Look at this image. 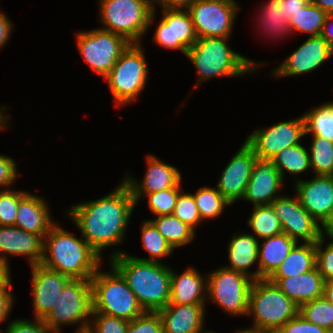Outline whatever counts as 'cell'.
Masks as SVG:
<instances>
[{
    "label": "cell",
    "instance_id": "1",
    "mask_svg": "<svg viewBox=\"0 0 333 333\" xmlns=\"http://www.w3.org/2000/svg\"><path fill=\"white\" fill-rule=\"evenodd\" d=\"M135 205L123 180L110 194L77 204L68 214L81 231L82 238L101 256L104 248L122 242Z\"/></svg>",
    "mask_w": 333,
    "mask_h": 333
},
{
    "label": "cell",
    "instance_id": "2",
    "mask_svg": "<svg viewBox=\"0 0 333 333\" xmlns=\"http://www.w3.org/2000/svg\"><path fill=\"white\" fill-rule=\"evenodd\" d=\"M111 265L125 278L145 311L157 312L169 304L171 268L161 262L137 259L119 250L112 254Z\"/></svg>",
    "mask_w": 333,
    "mask_h": 333
},
{
    "label": "cell",
    "instance_id": "3",
    "mask_svg": "<svg viewBox=\"0 0 333 333\" xmlns=\"http://www.w3.org/2000/svg\"><path fill=\"white\" fill-rule=\"evenodd\" d=\"M40 264L70 279L90 280L101 265V256L84 239L54 224L44 237Z\"/></svg>",
    "mask_w": 333,
    "mask_h": 333
},
{
    "label": "cell",
    "instance_id": "4",
    "mask_svg": "<svg viewBox=\"0 0 333 333\" xmlns=\"http://www.w3.org/2000/svg\"><path fill=\"white\" fill-rule=\"evenodd\" d=\"M229 37L197 38L186 56L198 71V83L218 76L239 77L252 72L256 63L234 52L227 45Z\"/></svg>",
    "mask_w": 333,
    "mask_h": 333
},
{
    "label": "cell",
    "instance_id": "5",
    "mask_svg": "<svg viewBox=\"0 0 333 333\" xmlns=\"http://www.w3.org/2000/svg\"><path fill=\"white\" fill-rule=\"evenodd\" d=\"M99 269L90 279L92 313H102L132 321L146 312L125 278L113 265L110 273Z\"/></svg>",
    "mask_w": 333,
    "mask_h": 333
},
{
    "label": "cell",
    "instance_id": "6",
    "mask_svg": "<svg viewBox=\"0 0 333 333\" xmlns=\"http://www.w3.org/2000/svg\"><path fill=\"white\" fill-rule=\"evenodd\" d=\"M300 306L268 279L254 280L249 293L248 313L253 314L251 329L276 333L299 314Z\"/></svg>",
    "mask_w": 333,
    "mask_h": 333
},
{
    "label": "cell",
    "instance_id": "7",
    "mask_svg": "<svg viewBox=\"0 0 333 333\" xmlns=\"http://www.w3.org/2000/svg\"><path fill=\"white\" fill-rule=\"evenodd\" d=\"M104 30L122 35L130 43H140L155 17L152 0H100Z\"/></svg>",
    "mask_w": 333,
    "mask_h": 333
},
{
    "label": "cell",
    "instance_id": "8",
    "mask_svg": "<svg viewBox=\"0 0 333 333\" xmlns=\"http://www.w3.org/2000/svg\"><path fill=\"white\" fill-rule=\"evenodd\" d=\"M148 76L140 43H131L104 77L118 105L134 101L145 88Z\"/></svg>",
    "mask_w": 333,
    "mask_h": 333
},
{
    "label": "cell",
    "instance_id": "9",
    "mask_svg": "<svg viewBox=\"0 0 333 333\" xmlns=\"http://www.w3.org/2000/svg\"><path fill=\"white\" fill-rule=\"evenodd\" d=\"M92 314V290L90 280L70 279L62 289L57 303L43 319L54 332L60 333L63 324H77L79 329H87Z\"/></svg>",
    "mask_w": 333,
    "mask_h": 333
},
{
    "label": "cell",
    "instance_id": "10",
    "mask_svg": "<svg viewBox=\"0 0 333 333\" xmlns=\"http://www.w3.org/2000/svg\"><path fill=\"white\" fill-rule=\"evenodd\" d=\"M253 281L249 276L225 266L208 274L207 298L210 296L228 314H247Z\"/></svg>",
    "mask_w": 333,
    "mask_h": 333
},
{
    "label": "cell",
    "instance_id": "11",
    "mask_svg": "<svg viewBox=\"0 0 333 333\" xmlns=\"http://www.w3.org/2000/svg\"><path fill=\"white\" fill-rule=\"evenodd\" d=\"M76 40L86 63L103 78L131 44L122 35L100 28L79 32Z\"/></svg>",
    "mask_w": 333,
    "mask_h": 333
},
{
    "label": "cell",
    "instance_id": "12",
    "mask_svg": "<svg viewBox=\"0 0 333 333\" xmlns=\"http://www.w3.org/2000/svg\"><path fill=\"white\" fill-rule=\"evenodd\" d=\"M187 10L197 38L229 37L238 6L235 0H198Z\"/></svg>",
    "mask_w": 333,
    "mask_h": 333
},
{
    "label": "cell",
    "instance_id": "13",
    "mask_svg": "<svg viewBox=\"0 0 333 333\" xmlns=\"http://www.w3.org/2000/svg\"><path fill=\"white\" fill-rule=\"evenodd\" d=\"M305 134L303 116L254 131L246 139L259 159L271 160L285 148L299 144Z\"/></svg>",
    "mask_w": 333,
    "mask_h": 333
},
{
    "label": "cell",
    "instance_id": "14",
    "mask_svg": "<svg viewBox=\"0 0 333 333\" xmlns=\"http://www.w3.org/2000/svg\"><path fill=\"white\" fill-rule=\"evenodd\" d=\"M271 205L280 218L283 233L296 242L301 239L304 243H314L325 236L319 222L306 211L297 196H280Z\"/></svg>",
    "mask_w": 333,
    "mask_h": 333
},
{
    "label": "cell",
    "instance_id": "15",
    "mask_svg": "<svg viewBox=\"0 0 333 333\" xmlns=\"http://www.w3.org/2000/svg\"><path fill=\"white\" fill-rule=\"evenodd\" d=\"M163 17L157 26L153 40L163 48L178 49L184 55L197 41L189 11L162 8Z\"/></svg>",
    "mask_w": 333,
    "mask_h": 333
},
{
    "label": "cell",
    "instance_id": "16",
    "mask_svg": "<svg viewBox=\"0 0 333 333\" xmlns=\"http://www.w3.org/2000/svg\"><path fill=\"white\" fill-rule=\"evenodd\" d=\"M297 198L306 211L324 227L333 216V176L315 175L295 184Z\"/></svg>",
    "mask_w": 333,
    "mask_h": 333
},
{
    "label": "cell",
    "instance_id": "17",
    "mask_svg": "<svg viewBox=\"0 0 333 333\" xmlns=\"http://www.w3.org/2000/svg\"><path fill=\"white\" fill-rule=\"evenodd\" d=\"M257 158L253 149L244 141L224 168L216 188L231 205L243 198Z\"/></svg>",
    "mask_w": 333,
    "mask_h": 333
},
{
    "label": "cell",
    "instance_id": "18",
    "mask_svg": "<svg viewBox=\"0 0 333 333\" xmlns=\"http://www.w3.org/2000/svg\"><path fill=\"white\" fill-rule=\"evenodd\" d=\"M333 55V49L320 35L309 36L308 39L289 55L279 68L274 70V76H296L317 69Z\"/></svg>",
    "mask_w": 333,
    "mask_h": 333
},
{
    "label": "cell",
    "instance_id": "19",
    "mask_svg": "<svg viewBox=\"0 0 333 333\" xmlns=\"http://www.w3.org/2000/svg\"><path fill=\"white\" fill-rule=\"evenodd\" d=\"M44 238L16 226H0V265L8 272L7 253L28 256L31 266L41 263ZM3 253V254H2ZM6 255V256H5Z\"/></svg>",
    "mask_w": 333,
    "mask_h": 333
},
{
    "label": "cell",
    "instance_id": "20",
    "mask_svg": "<svg viewBox=\"0 0 333 333\" xmlns=\"http://www.w3.org/2000/svg\"><path fill=\"white\" fill-rule=\"evenodd\" d=\"M34 315L44 319L57 303L69 277L41 264L31 266Z\"/></svg>",
    "mask_w": 333,
    "mask_h": 333
},
{
    "label": "cell",
    "instance_id": "21",
    "mask_svg": "<svg viewBox=\"0 0 333 333\" xmlns=\"http://www.w3.org/2000/svg\"><path fill=\"white\" fill-rule=\"evenodd\" d=\"M284 180L271 160L257 158L243 200L254 206L270 205L276 198Z\"/></svg>",
    "mask_w": 333,
    "mask_h": 333
},
{
    "label": "cell",
    "instance_id": "22",
    "mask_svg": "<svg viewBox=\"0 0 333 333\" xmlns=\"http://www.w3.org/2000/svg\"><path fill=\"white\" fill-rule=\"evenodd\" d=\"M147 163L146 175L141 183L130 175H125L123 180L128 185L131 194H150L173 187H181L182 176L176 167L166 164L150 154Z\"/></svg>",
    "mask_w": 333,
    "mask_h": 333
},
{
    "label": "cell",
    "instance_id": "23",
    "mask_svg": "<svg viewBox=\"0 0 333 333\" xmlns=\"http://www.w3.org/2000/svg\"><path fill=\"white\" fill-rule=\"evenodd\" d=\"M204 306L205 304H168L158 310L163 333H203Z\"/></svg>",
    "mask_w": 333,
    "mask_h": 333
},
{
    "label": "cell",
    "instance_id": "24",
    "mask_svg": "<svg viewBox=\"0 0 333 333\" xmlns=\"http://www.w3.org/2000/svg\"><path fill=\"white\" fill-rule=\"evenodd\" d=\"M297 305L323 297L324 278L315 266L312 270L294 277L268 279Z\"/></svg>",
    "mask_w": 333,
    "mask_h": 333
},
{
    "label": "cell",
    "instance_id": "25",
    "mask_svg": "<svg viewBox=\"0 0 333 333\" xmlns=\"http://www.w3.org/2000/svg\"><path fill=\"white\" fill-rule=\"evenodd\" d=\"M47 202L29 192L20 200L15 226L43 238L54 225Z\"/></svg>",
    "mask_w": 333,
    "mask_h": 333
},
{
    "label": "cell",
    "instance_id": "26",
    "mask_svg": "<svg viewBox=\"0 0 333 333\" xmlns=\"http://www.w3.org/2000/svg\"><path fill=\"white\" fill-rule=\"evenodd\" d=\"M207 277L193 267L187 268L182 274L171 270V288L169 304H206Z\"/></svg>",
    "mask_w": 333,
    "mask_h": 333
},
{
    "label": "cell",
    "instance_id": "27",
    "mask_svg": "<svg viewBox=\"0 0 333 333\" xmlns=\"http://www.w3.org/2000/svg\"><path fill=\"white\" fill-rule=\"evenodd\" d=\"M264 240L261 245L259 243V261L255 271V280L268 279L297 243L285 233L271 236Z\"/></svg>",
    "mask_w": 333,
    "mask_h": 333
},
{
    "label": "cell",
    "instance_id": "28",
    "mask_svg": "<svg viewBox=\"0 0 333 333\" xmlns=\"http://www.w3.org/2000/svg\"><path fill=\"white\" fill-rule=\"evenodd\" d=\"M259 241L249 233L235 234L228 245V257L231 265L226 268L243 273L255 280V272L248 273V268L259 260Z\"/></svg>",
    "mask_w": 333,
    "mask_h": 333
},
{
    "label": "cell",
    "instance_id": "29",
    "mask_svg": "<svg viewBox=\"0 0 333 333\" xmlns=\"http://www.w3.org/2000/svg\"><path fill=\"white\" fill-rule=\"evenodd\" d=\"M316 266V242L294 245L289 255L268 279L294 277L312 270Z\"/></svg>",
    "mask_w": 333,
    "mask_h": 333
},
{
    "label": "cell",
    "instance_id": "30",
    "mask_svg": "<svg viewBox=\"0 0 333 333\" xmlns=\"http://www.w3.org/2000/svg\"><path fill=\"white\" fill-rule=\"evenodd\" d=\"M150 221L163 235L173 250L176 247L190 243L194 239L196 231L183 223L174 214L160 215L156 219Z\"/></svg>",
    "mask_w": 333,
    "mask_h": 333
},
{
    "label": "cell",
    "instance_id": "31",
    "mask_svg": "<svg viewBox=\"0 0 333 333\" xmlns=\"http://www.w3.org/2000/svg\"><path fill=\"white\" fill-rule=\"evenodd\" d=\"M305 134L333 142V102H326L303 115Z\"/></svg>",
    "mask_w": 333,
    "mask_h": 333
},
{
    "label": "cell",
    "instance_id": "32",
    "mask_svg": "<svg viewBox=\"0 0 333 333\" xmlns=\"http://www.w3.org/2000/svg\"><path fill=\"white\" fill-rule=\"evenodd\" d=\"M271 161L280 172L283 180L285 171L297 175L311 168L309 153L300 143L280 151Z\"/></svg>",
    "mask_w": 333,
    "mask_h": 333
},
{
    "label": "cell",
    "instance_id": "33",
    "mask_svg": "<svg viewBox=\"0 0 333 333\" xmlns=\"http://www.w3.org/2000/svg\"><path fill=\"white\" fill-rule=\"evenodd\" d=\"M253 209L247 223L259 238L265 239L283 233L280 218L271 204L257 205Z\"/></svg>",
    "mask_w": 333,
    "mask_h": 333
},
{
    "label": "cell",
    "instance_id": "34",
    "mask_svg": "<svg viewBox=\"0 0 333 333\" xmlns=\"http://www.w3.org/2000/svg\"><path fill=\"white\" fill-rule=\"evenodd\" d=\"M327 15L324 10L310 1L295 15H292L289 20L290 31L298 30L311 34V37L318 36L321 34Z\"/></svg>",
    "mask_w": 333,
    "mask_h": 333
},
{
    "label": "cell",
    "instance_id": "35",
    "mask_svg": "<svg viewBox=\"0 0 333 333\" xmlns=\"http://www.w3.org/2000/svg\"><path fill=\"white\" fill-rule=\"evenodd\" d=\"M141 231L142 246L150 255L147 259H137L160 262L159 258H165L173 252V248L150 220L144 221Z\"/></svg>",
    "mask_w": 333,
    "mask_h": 333
},
{
    "label": "cell",
    "instance_id": "36",
    "mask_svg": "<svg viewBox=\"0 0 333 333\" xmlns=\"http://www.w3.org/2000/svg\"><path fill=\"white\" fill-rule=\"evenodd\" d=\"M310 147V165L316 175L333 176V142L323 137H313Z\"/></svg>",
    "mask_w": 333,
    "mask_h": 333
},
{
    "label": "cell",
    "instance_id": "37",
    "mask_svg": "<svg viewBox=\"0 0 333 333\" xmlns=\"http://www.w3.org/2000/svg\"><path fill=\"white\" fill-rule=\"evenodd\" d=\"M199 210L202 221L219 216L223 209L231 205L217 188L200 187L198 192L192 194Z\"/></svg>",
    "mask_w": 333,
    "mask_h": 333
},
{
    "label": "cell",
    "instance_id": "38",
    "mask_svg": "<svg viewBox=\"0 0 333 333\" xmlns=\"http://www.w3.org/2000/svg\"><path fill=\"white\" fill-rule=\"evenodd\" d=\"M299 313L309 322L333 333V304L324 297L303 303Z\"/></svg>",
    "mask_w": 333,
    "mask_h": 333
},
{
    "label": "cell",
    "instance_id": "39",
    "mask_svg": "<svg viewBox=\"0 0 333 333\" xmlns=\"http://www.w3.org/2000/svg\"><path fill=\"white\" fill-rule=\"evenodd\" d=\"M181 191V187H173L156 193L132 194V197L136 204L143 195H146L148 197L149 208L153 213L157 216L169 215L173 214L177 197Z\"/></svg>",
    "mask_w": 333,
    "mask_h": 333
},
{
    "label": "cell",
    "instance_id": "40",
    "mask_svg": "<svg viewBox=\"0 0 333 333\" xmlns=\"http://www.w3.org/2000/svg\"><path fill=\"white\" fill-rule=\"evenodd\" d=\"M264 9L261 10L262 17V27L264 31L267 30L271 35H286L290 31L289 22L282 17L283 13L280 7V0H269L268 3L263 6ZM266 33V32H265Z\"/></svg>",
    "mask_w": 333,
    "mask_h": 333
},
{
    "label": "cell",
    "instance_id": "41",
    "mask_svg": "<svg viewBox=\"0 0 333 333\" xmlns=\"http://www.w3.org/2000/svg\"><path fill=\"white\" fill-rule=\"evenodd\" d=\"M27 193L9 189L0 191V226H15L20 200Z\"/></svg>",
    "mask_w": 333,
    "mask_h": 333
},
{
    "label": "cell",
    "instance_id": "42",
    "mask_svg": "<svg viewBox=\"0 0 333 333\" xmlns=\"http://www.w3.org/2000/svg\"><path fill=\"white\" fill-rule=\"evenodd\" d=\"M173 214L195 231V226L202 222L199 210L192 194L179 193Z\"/></svg>",
    "mask_w": 333,
    "mask_h": 333
},
{
    "label": "cell",
    "instance_id": "43",
    "mask_svg": "<svg viewBox=\"0 0 333 333\" xmlns=\"http://www.w3.org/2000/svg\"><path fill=\"white\" fill-rule=\"evenodd\" d=\"M91 317L94 320L87 328L91 333H127L129 321L125 319L102 313H92Z\"/></svg>",
    "mask_w": 333,
    "mask_h": 333
},
{
    "label": "cell",
    "instance_id": "44",
    "mask_svg": "<svg viewBox=\"0 0 333 333\" xmlns=\"http://www.w3.org/2000/svg\"><path fill=\"white\" fill-rule=\"evenodd\" d=\"M127 333H163L160 315L158 312L146 311L129 321Z\"/></svg>",
    "mask_w": 333,
    "mask_h": 333
},
{
    "label": "cell",
    "instance_id": "45",
    "mask_svg": "<svg viewBox=\"0 0 333 333\" xmlns=\"http://www.w3.org/2000/svg\"><path fill=\"white\" fill-rule=\"evenodd\" d=\"M324 236L316 242V267L324 280L333 279V237H328L332 241L325 245V249L322 248Z\"/></svg>",
    "mask_w": 333,
    "mask_h": 333
},
{
    "label": "cell",
    "instance_id": "46",
    "mask_svg": "<svg viewBox=\"0 0 333 333\" xmlns=\"http://www.w3.org/2000/svg\"><path fill=\"white\" fill-rule=\"evenodd\" d=\"M34 320H13L9 322L6 333H56L44 323L43 319Z\"/></svg>",
    "mask_w": 333,
    "mask_h": 333
},
{
    "label": "cell",
    "instance_id": "47",
    "mask_svg": "<svg viewBox=\"0 0 333 333\" xmlns=\"http://www.w3.org/2000/svg\"><path fill=\"white\" fill-rule=\"evenodd\" d=\"M276 333H330L325 328L307 321L300 313L288 320Z\"/></svg>",
    "mask_w": 333,
    "mask_h": 333
},
{
    "label": "cell",
    "instance_id": "48",
    "mask_svg": "<svg viewBox=\"0 0 333 333\" xmlns=\"http://www.w3.org/2000/svg\"><path fill=\"white\" fill-rule=\"evenodd\" d=\"M11 277L8 273L0 280V323L8 318L13 306V296L9 291L11 288Z\"/></svg>",
    "mask_w": 333,
    "mask_h": 333
},
{
    "label": "cell",
    "instance_id": "49",
    "mask_svg": "<svg viewBox=\"0 0 333 333\" xmlns=\"http://www.w3.org/2000/svg\"><path fill=\"white\" fill-rule=\"evenodd\" d=\"M14 160L8 156L0 154V186H12L17 177V168Z\"/></svg>",
    "mask_w": 333,
    "mask_h": 333
},
{
    "label": "cell",
    "instance_id": "50",
    "mask_svg": "<svg viewBox=\"0 0 333 333\" xmlns=\"http://www.w3.org/2000/svg\"><path fill=\"white\" fill-rule=\"evenodd\" d=\"M311 0H280V9L282 17L288 22L292 15H295L301 8L307 5Z\"/></svg>",
    "mask_w": 333,
    "mask_h": 333
},
{
    "label": "cell",
    "instance_id": "51",
    "mask_svg": "<svg viewBox=\"0 0 333 333\" xmlns=\"http://www.w3.org/2000/svg\"><path fill=\"white\" fill-rule=\"evenodd\" d=\"M12 23L8 17L0 12V48L10 39Z\"/></svg>",
    "mask_w": 333,
    "mask_h": 333
},
{
    "label": "cell",
    "instance_id": "52",
    "mask_svg": "<svg viewBox=\"0 0 333 333\" xmlns=\"http://www.w3.org/2000/svg\"><path fill=\"white\" fill-rule=\"evenodd\" d=\"M196 1L198 0H157L156 3L162 8L187 10Z\"/></svg>",
    "mask_w": 333,
    "mask_h": 333
},
{
    "label": "cell",
    "instance_id": "53",
    "mask_svg": "<svg viewBox=\"0 0 333 333\" xmlns=\"http://www.w3.org/2000/svg\"><path fill=\"white\" fill-rule=\"evenodd\" d=\"M320 36L326 40V43L333 49V14L325 17V22Z\"/></svg>",
    "mask_w": 333,
    "mask_h": 333
},
{
    "label": "cell",
    "instance_id": "54",
    "mask_svg": "<svg viewBox=\"0 0 333 333\" xmlns=\"http://www.w3.org/2000/svg\"><path fill=\"white\" fill-rule=\"evenodd\" d=\"M311 2L327 14H333V0H311Z\"/></svg>",
    "mask_w": 333,
    "mask_h": 333
},
{
    "label": "cell",
    "instance_id": "55",
    "mask_svg": "<svg viewBox=\"0 0 333 333\" xmlns=\"http://www.w3.org/2000/svg\"><path fill=\"white\" fill-rule=\"evenodd\" d=\"M323 297L333 304V279L324 282Z\"/></svg>",
    "mask_w": 333,
    "mask_h": 333
},
{
    "label": "cell",
    "instance_id": "56",
    "mask_svg": "<svg viewBox=\"0 0 333 333\" xmlns=\"http://www.w3.org/2000/svg\"><path fill=\"white\" fill-rule=\"evenodd\" d=\"M323 229L325 230L326 236L328 237H333V216L332 218L329 220V222L323 227Z\"/></svg>",
    "mask_w": 333,
    "mask_h": 333
},
{
    "label": "cell",
    "instance_id": "57",
    "mask_svg": "<svg viewBox=\"0 0 333 333\" xmlns=\"http://www.w3.org/2000/svg\"><path fill=\"white\" fill-rule=\"evenodd\" d=\"M3 110L0 109V130H3L5 128V126H7V120L9 119V115H7L6 117H4L5 115L3 114L4 112H1Z\"/></svg>",
    "mask_w": 333,
    "mask_h": 333
},
{
    "label": "cell",
    "instance_id": "58",
    "mask_svg": "<svg viewBox=\"0 0 333 333\" xmlns=\"http://www.w3.org/2000/svg\"><path fill=\"white\" fill-rule=\"evenodd\" d=\"M235 333H273V332L262 331V330H254V329L249 328V329H244V330L242 329V331L239 330V331H237Z\"/></svg>",
    "mask_w": 333,
    "mask_h": 333
},
{
    "label": "cell",
    "instance_id": "59",
    "mask_svg": "<svg viewBox=\"0 0 333 333\" xmlns=\"http://www.w3.org/2000/svg\"><path fill=\"white\" fill-rule=\"evenodd\" d=\"M8 272L0 265V280L5 277Z\"/></svg>",
    "mask_w": 333,
    "mask_h": 333
},
{
    "label": "cell",
    "instance_id": "60",
    "mask_svg": "<svg viewBox=\"0 0 333 333\" xmlns=\"http://www.w3.org/2000/svg\"><path fill=\"white\" fill-rule=\"evenodd\" d=\"M75 333H91L88 329H83V330H80V331H75Z\"/></svg>",
    "mask_w": 333,
    "mask_h": 333
}]
</instances>
